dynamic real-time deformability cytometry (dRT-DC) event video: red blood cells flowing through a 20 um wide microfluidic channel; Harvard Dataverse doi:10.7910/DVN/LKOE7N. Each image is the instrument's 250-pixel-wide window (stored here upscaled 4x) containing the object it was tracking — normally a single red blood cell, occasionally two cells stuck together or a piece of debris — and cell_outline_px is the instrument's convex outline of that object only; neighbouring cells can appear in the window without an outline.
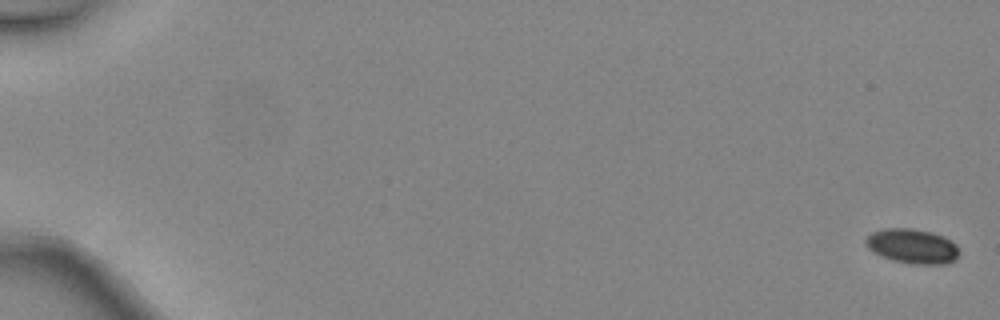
{"species": "common noctule bat (a hibernating species)", "species_latin": "Nyctalus noctula", "temperature_condition": "warm", "stored_images_in_passage": 7, "camera_frame_rate_fps": 3000, "um_per_image_px": 0.085, "animal": {"sex": "female", "body_mass_g": 24.6, "forearm_length_mm": 56.2}, "frame": {"image": 1, "passage_image": 1, "time_ms": 0.0, "image_size_px": [1000, 320], "cell_outline_px": [[960, 252], [956, 260], [948, 264], [912, 264], [892, 260], [880, 256], [868, 248], [864, 240], [872, 232], [884, 228], [912, 228], [932, 232], [944, 236], [956, 244]], "centroid_in_image_um": [77.57, 20.93], "position_along_channel_um": 7.4, "area_um2": 19.13}}
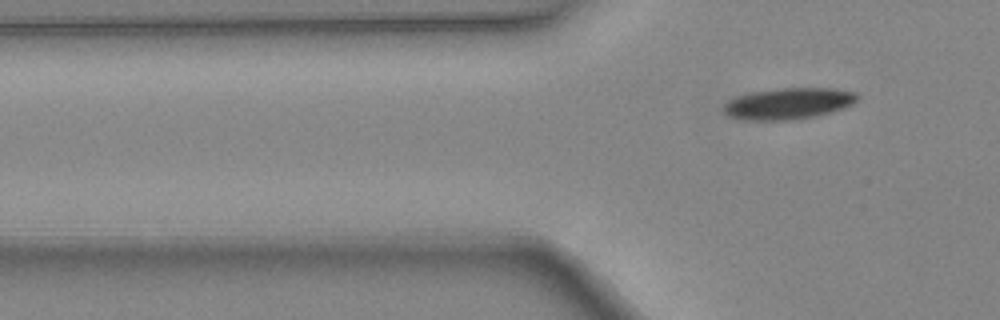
{"frame": {"image": 2, "passage_image": 7, "time_ms": 2.0, "image_size_px": [1000, 320], "cell_outline_px": [[856, 100], [852, 104], [844, 108], [832, 112], [816, 116], [796, 120], [740, 120], [728, 116], [720, 112], [720, 108], [728, 100], [752, 92], [776, 88], [832, 88], [856, 92]], "centroid_in_image_um": [66.95, 8.82], "position_along_channel_um": 58.8, "area_um2": 24.74}}